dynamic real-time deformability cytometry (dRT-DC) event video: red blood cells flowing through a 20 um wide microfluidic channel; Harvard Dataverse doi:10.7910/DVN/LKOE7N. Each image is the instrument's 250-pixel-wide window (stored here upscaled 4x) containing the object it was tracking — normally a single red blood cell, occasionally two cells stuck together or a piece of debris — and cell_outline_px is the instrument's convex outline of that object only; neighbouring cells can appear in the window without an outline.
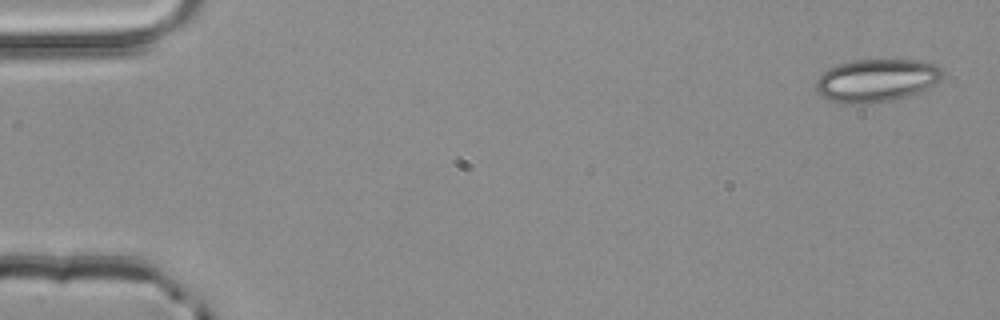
{"species": "common noctule bat (a hibernating species)", "species_latin": "Nyctalus noctula", "temperature_condition": "room temperature", "stored_images_in_passage": 3, "camera_frame_rate_fps": 3000, "um_per_image_px": 0.085, "animal": {"sex": "male", "body_mass_g": 20.4}, "frame": {"image": 1, "passage_image": 3, "time_ms": 0.667, "image_size_px": [1000, 320], "cell_outline_px": [[944, 72], [940, 80], [908, 96], [892, 100], [864, 104], [852, 104], [824, 100], [816, 92], [816, 80], [828, 68], [852, 60], [916, 60], [936, 64]], "centroid_in_image_um": [74.44, 6.84], "position_along_channel_um": 10.6, "area_um2": 31.56}}